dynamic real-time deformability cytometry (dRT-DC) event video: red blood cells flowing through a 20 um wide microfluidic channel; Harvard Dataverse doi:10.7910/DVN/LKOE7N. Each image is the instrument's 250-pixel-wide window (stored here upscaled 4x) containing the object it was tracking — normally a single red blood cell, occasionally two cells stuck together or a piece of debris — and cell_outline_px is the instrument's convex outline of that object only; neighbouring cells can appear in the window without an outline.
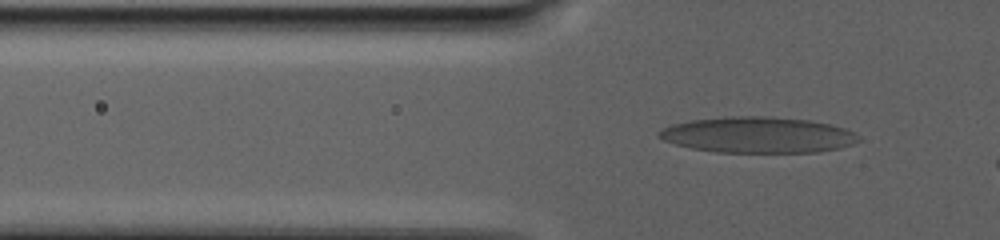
{"species": "human", "species_latin": "Homo sapiens", "temperature_condition": "warm", "stored_images_in_passage": 70, "camera_frame_rate_fps": 3000, "um_per_image_px": 0.085, "donor": {"sex": "male"}, "frame": {"image": 1, "passage_image": 12, "time_ms": 3.667, "image_size_px": [1000, 240], "cell_outline_px": [[860, 140], [852, 144], [840, 148], [820, 152], [716, 152], [692, 148], [676, 144], [664, 140], [656, 136], [664, 128], [672, 124], [692, 120], [728, 116], [768, 116], [808, 120], [828, 124], [844, 128], [860, 136]], "centroid_in_image_um": [64.43, 11.47], "position_along_channel_um": 61.4, "area_um2": 41.62}}
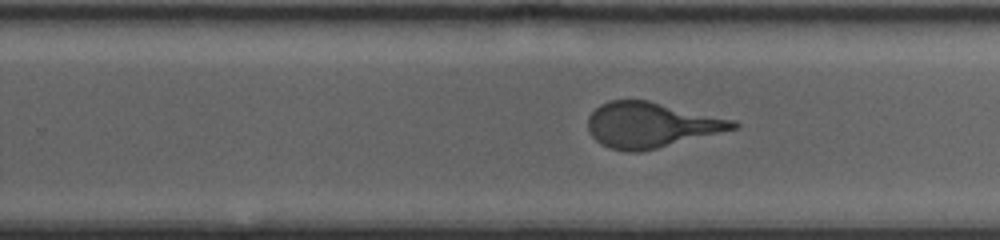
{"frame": {"image": 2, "passage_image": 43, "time_ms": 14.0, "image_size_px": [1000, 240], "cell_outline_px": [[740, 124], [736, 128], [640, 152], [628, 152], [608, 148], [600, 144], [588, 132], [588, 116], [600, 104], [608, 100], [648, 100], [736, 120]], "centroid_in_image_um": [55.29, 10.61], "position_along_channel_um": 274.5, "area_um2": 38.21}}
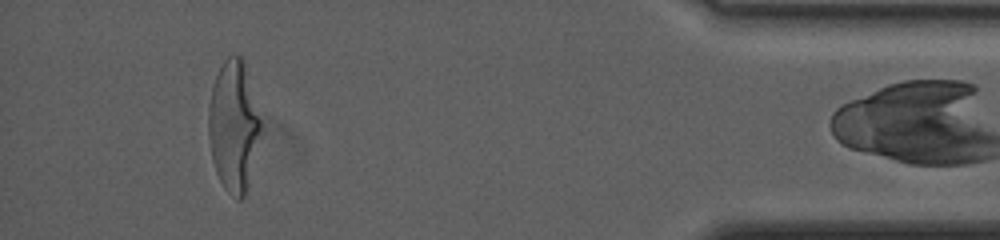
{"frame": {"image": 3, "passage_image": 69, "time_ms": 22.667, "image_size_px": [1000, 240], "cell_outline_px": [[260, 128], [244, 196], [240, 200], [236, 200], [224, 188], [216, 172], [212, 160], [208, 136], [208, 108], [212, 84], [224, 60], [228, 56], [240, 56], [244, 60], [260, 120]], "centroid_in_image_um": [19.8, 10.68], "position_along_channel_um": 415.4, "area_um2": 38.9}}